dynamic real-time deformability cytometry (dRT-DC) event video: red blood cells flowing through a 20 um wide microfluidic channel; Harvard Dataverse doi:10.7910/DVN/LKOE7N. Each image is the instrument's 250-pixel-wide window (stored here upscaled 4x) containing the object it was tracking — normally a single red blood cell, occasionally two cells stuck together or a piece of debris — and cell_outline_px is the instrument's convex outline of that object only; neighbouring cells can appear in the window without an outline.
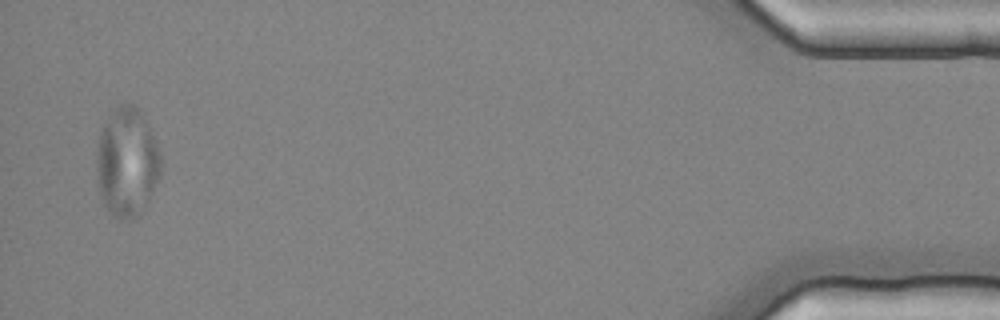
{"species": "common noctule bat (a hibernating species)", "species_latin": "Nyctalus noctula", "temperature_condition": "cold", "stored_images_in_passage": 12, "camera_frame_rate_fps": 3000, "um_per_image_px": 0.085, "animal": {"sex": "female", "body_mass_g": 25.1}, "frame": {"image": 1, "passage_image": 12, "time_ms": 3.667, "image_size_px": [1000, 320], "cell_outline_px": [[160, 180], [144, 204], [128, 220], [116, 220], [112, 216], [104, 204], [100, 192], [96, 156], [96, 152], [100, 132], [112, 108], [116, 104], [132, 104], [140, 108], [148, 124], [156, 144], [160, 156]], "centroid_in_image_um": [10.77, 13.72], "position_along_channel_um": 424.4, "area_um2": 40.46}}